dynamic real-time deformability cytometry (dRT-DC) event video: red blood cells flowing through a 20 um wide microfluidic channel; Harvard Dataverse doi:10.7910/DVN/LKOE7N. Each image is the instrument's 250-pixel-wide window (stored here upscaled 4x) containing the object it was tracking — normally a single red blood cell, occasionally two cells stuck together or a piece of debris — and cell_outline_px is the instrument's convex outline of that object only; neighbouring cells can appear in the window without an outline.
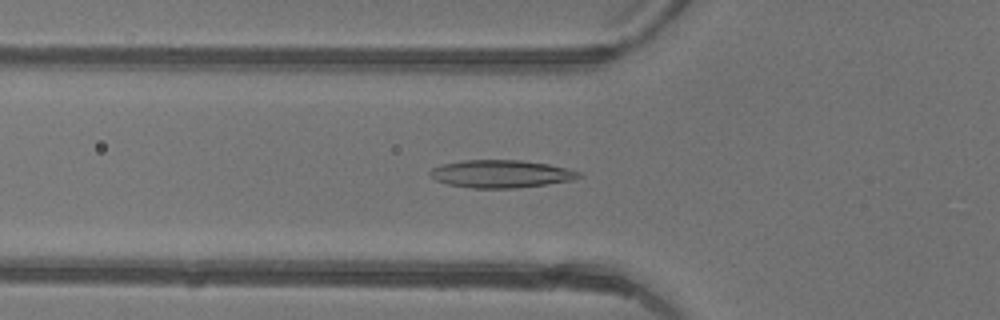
{"species": "common noctule bat (a hibernating species)", "species_latin": "Nyctalus noctula", "temperature_condition": "warm", "stored_images_in_passage": 46, "camera_frame_rate_fps": 3000, "um_per_image_px": 0.085, "animal": {"sex": "female"}, "frame": {"image": 1, "passage_image": 16, "time_ms": 5.0, "image_size_px": [1000, 320], "cell_outline_px": [[584, 176], [572, 180], [516, 188], [472, 188], [448, 184], [436, 180], [428, 172], [432, 168], [444, 164], [460, 160], [520, 160], [548, 164], [580, 172]], "centroid_in_image_um": [42.57, 14.77], "position_along_channel_um": 83.2, "area_um2": 23.81}}
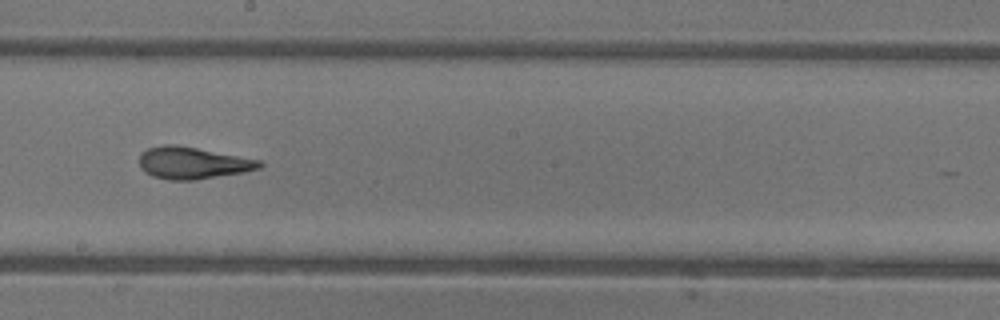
{"frame": {"image": 2, "passage_image": 26, "time_ms": 8.333, "image_size_px": [1000, 320], "cell_outline_px": [[264, 164], [260, 168], [244, 172], [196, 180], [168, 180], [152, 176], [144, 172], [140, 168], [140, 152], [148, 148], [164, 144], [176, 144], [260, 160]], "centroid_in_image_um": [16.35, 13.85], "position_along_channel_um": 231.9, "area_um2": 22.48}}
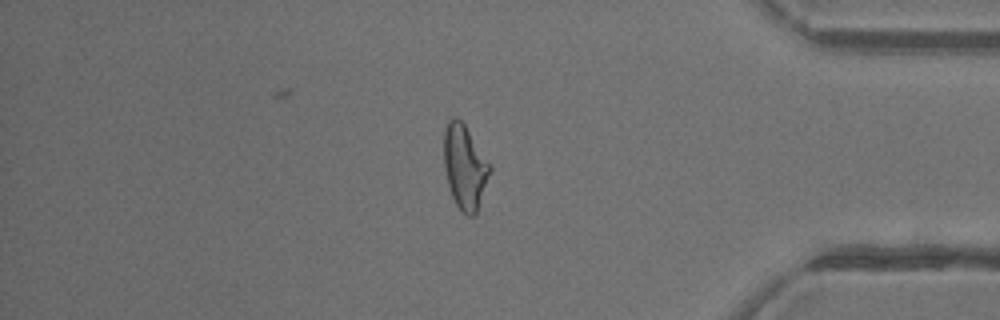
{"frame": {"image": 3, "passage_image": 39, "time_ms": 12.667, "image_size_px": [1000, 320], "cell_outline_px": [[492, 168], [476, 216], [468, 216], [456, 204], [452, 196], [448, 184], [444, 168], [444, 128], [448, 120], [452, 116], [456, 116], [464, 124], [492, 164]], "centroid_in_image_um": [39.52, 14.17], "position_along_channel_um": 395.7, "area_um2": 22.83}, "authors_computed_cell_mechanics": {"area_um2": 22.8021, "velocity_mm_per_s": 4.4272, "shape_relaxation_time_tau1_ms": 9.5285, "shape_relaxation_time_tau2_ms": 1.4645, "deformation_change_tau1": 0.3019, "deformation_change_tau2": 0.0937}}